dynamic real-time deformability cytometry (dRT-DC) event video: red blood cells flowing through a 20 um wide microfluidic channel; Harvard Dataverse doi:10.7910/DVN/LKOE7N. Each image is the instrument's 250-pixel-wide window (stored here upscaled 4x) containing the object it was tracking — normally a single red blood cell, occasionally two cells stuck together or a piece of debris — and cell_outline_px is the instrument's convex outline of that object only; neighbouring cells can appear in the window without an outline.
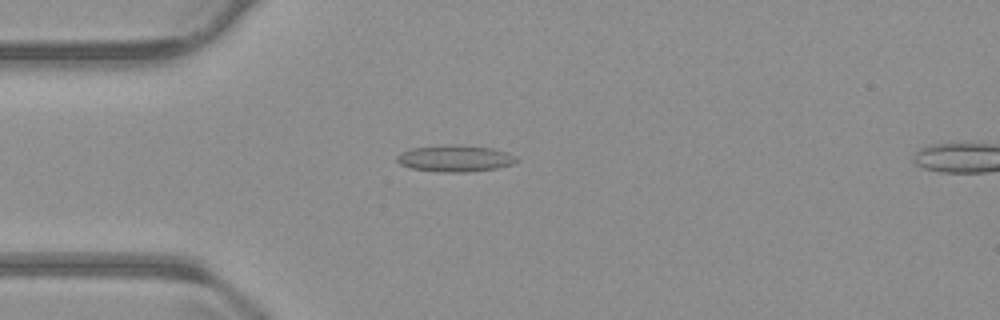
{"species": "common noctule bat (a hibernating species)", "species_latin": "Nyctalus noctula", "temperature_condition": "warm", "stored_images_in_passage": 54, "camera_frame_rate_fps": 3000, "um_per_image_px": 0.085, "animal": {"sex": "male", "body_mass_g": 23.1, "forearm_length_mm": 52.7}, "frame": {"image": 1, "passage_image": 14, "time_ms": 4.333, "image_size_px": [1000, 320], "cell_outline_px": [[516, 160], [512, 164], [496, 168], [468, 172], [436, 172], [408, 168], [400, 164], [396, 160], [396, 156], [412, 148], [492, 148], [508, 152], [516, 156]], "centroid_in_image_um": [38.67, 13.54], "position_along_channel_um": 46.3, "area_um2": 17.34}}
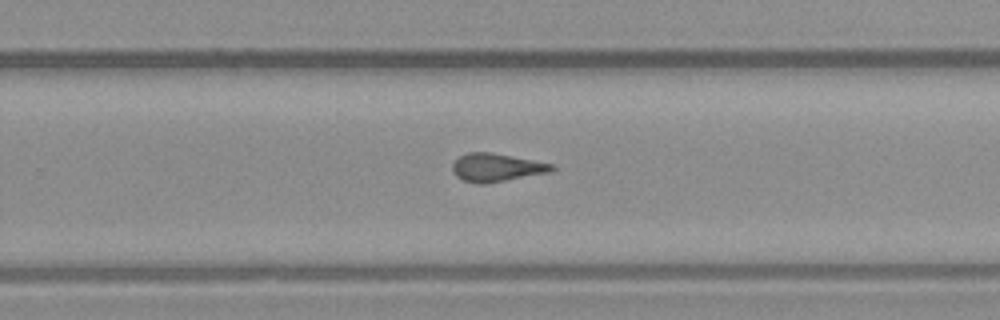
{"frame": {"image": 2, "passage_image": 34, "time_ms": 11.0, "image_size_px": [1000, 320], "cell_outline_px": [[556, 168], [548, 172], [488, 184], [476, 184], [464, 180], [456, 176], [452, 172], [452, 164], [460, 156], [468, 152], [488, 152], [512, 156], [552, 164]], "centroid_in_image_um": [42.15, 14.25], "position_along_channel_um": 287.6, "area_um2": 16.18}}
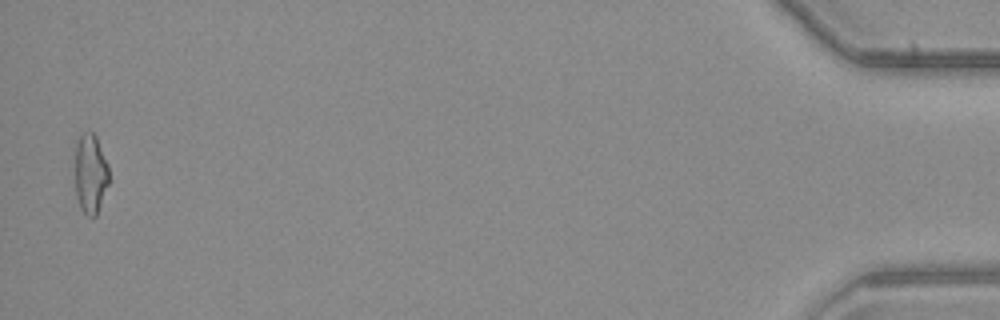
{"frame": {"image": 3, "passage_image": 53, "time_ms": 17.333, "image_size_px": [1000, 320], "cell_outline_px": [[108, 184], [96, 216], [88, 216], [80, 208], [76, 196], [76, 148], [80, 136], [84, 132], [92, 132], [96, 136], [108, 164]], "centroid_in_image_um": [7.7, 14.78], "position_along_channel_um": 427.5, "area_um2": 15.43}, "authors_computed_cell_mechanics": {"area_um2": 16.2418, "velocity_mm_per_s": 3.8122, "shape_relaxation_time_tau1_ms": null, "shape_relaxation_time_tau2_ms": 2.3698, "deformation_change_tau1": null, "deformation_change_tau2": 0.1207}}